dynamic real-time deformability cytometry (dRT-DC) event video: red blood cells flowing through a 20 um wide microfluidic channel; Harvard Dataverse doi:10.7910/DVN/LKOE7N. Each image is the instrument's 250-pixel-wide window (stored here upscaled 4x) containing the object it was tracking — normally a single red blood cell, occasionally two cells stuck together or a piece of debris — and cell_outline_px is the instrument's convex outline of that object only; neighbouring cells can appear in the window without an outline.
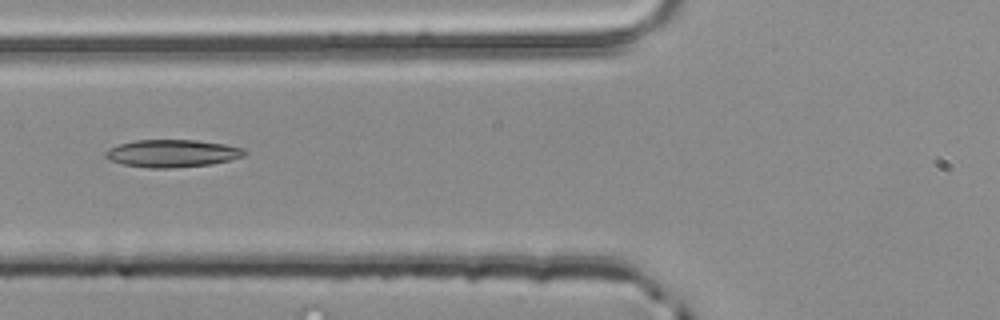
{"species": "common noctule bat (a hibernating species)", "species_latin": "Nyctalus noctula", "temperature_condition": "room temperature", "stored_images_in_passage": 5, "camera_frame_rate_fps": 3000, "um_per_image_px": 0.085, "animal": {"sex": "male", "body_mass_g": 20.4}, "frame": {"image": 1, "passage_image": 5, "time_ms": 1.333, "image_size_px": [1000, 320], "cell_outline_px": [[248, 152], [244, 156], [232, 160], [212, 164], [172, 168], [148, 168], [124, 164], [108, 160], [104, 156], [104, 152], [108, 148], [120, 144], [136, 140], [196, 140], [224, 144], [244, 148]], "centroid_in_image_um": [14.65, 13.04], "position_along_channel_um": 111.1, "area_um2": 22.48}}